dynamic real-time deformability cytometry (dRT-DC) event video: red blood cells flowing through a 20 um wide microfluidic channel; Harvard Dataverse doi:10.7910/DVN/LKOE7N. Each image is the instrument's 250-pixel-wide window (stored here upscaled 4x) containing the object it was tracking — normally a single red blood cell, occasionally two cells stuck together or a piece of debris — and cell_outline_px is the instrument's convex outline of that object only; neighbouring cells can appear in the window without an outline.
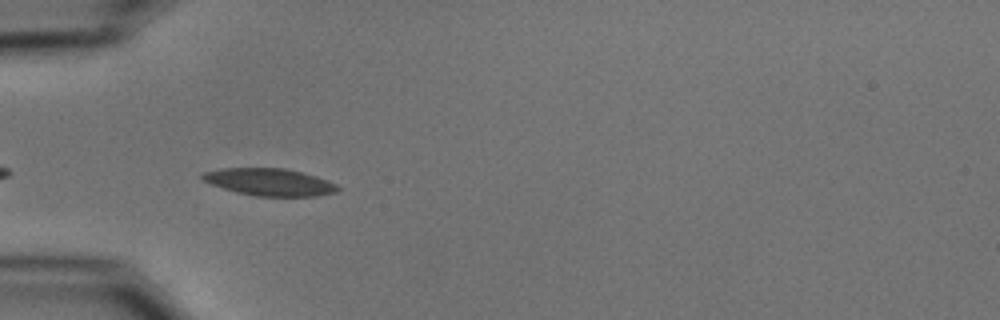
{"species": "common noctule bat (a hibernating species)", "species_latin": "Nyctalus noctula", "temperature_condition": "cold", "stored_images_in_passage": 12, "camera_frame_rate_fps": 3000, "um_per_image_px": 0.085, "animal": {"sex": "male", "body_mass_g": 15.6}, "frame": {"image": 1, "passage_image": 3, "time_ms": 0.667, "image_size_px": [1000, 320], "cell_outline_px": [[340, 188], [336, 192], [316, 196], [256, 196], [236, 192], [212, 184], [204, 180], [200, 176], [204, 172], [220, 168], [284, 168], [316, 176], [328, 180], [336, 184]], "centroid_in_image_um": [22.92, 15.47], "position_along_channel_um": 62.1, "area_um2": 21.33}}
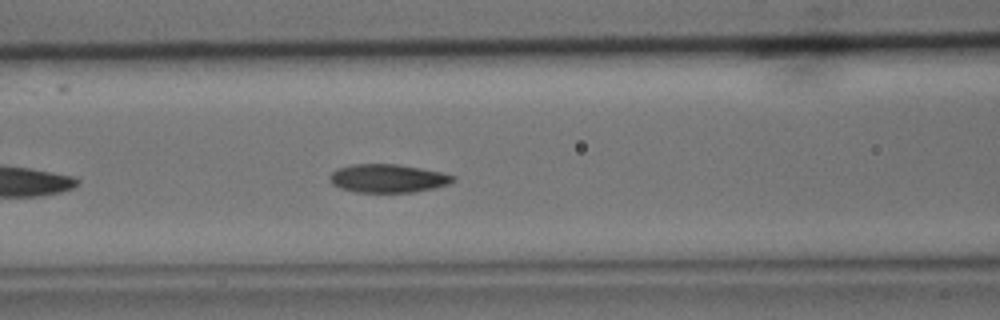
{"frame": {"image": 2, "passage_image": 9, "time_ms": 2.667, "image_size_px": [1000, 320], "cell_outline_px": [[456, 180], [448, 184], [432, 188], [412, 192], [356, 192], [340, 188], [332, 184], [328, 180], [328, 176], [336, 168], [352, 164], [396, 164], [420, 168], [440, 172], [456, 176]], "centroid_in_image_um": [32.92, 15.15], "position_along_channel_um": 133.7, "area_um2": 20.4}}